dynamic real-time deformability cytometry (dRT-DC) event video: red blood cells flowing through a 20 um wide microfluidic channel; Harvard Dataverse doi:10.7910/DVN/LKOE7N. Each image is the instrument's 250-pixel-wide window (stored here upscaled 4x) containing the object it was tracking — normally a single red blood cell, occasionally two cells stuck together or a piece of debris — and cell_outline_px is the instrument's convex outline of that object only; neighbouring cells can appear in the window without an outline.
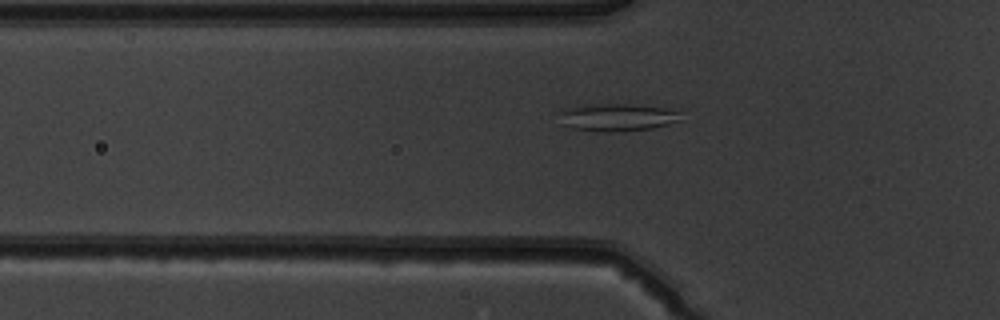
{"species": "common noctule bat (a hibernating species)", "species_latin": "Nyctalus noctula", "temperature_condition": "warm", "stored_images_in_passage": 29, "camera_frame_rate_fps": 3000, "um_per_image_px": 0.085, "animal": {"sex": "male", "body_mass_g": 19.5, "forearm_length_mm": 54.6}, "frame": {"image": 1, "passage_image": 2, "time_ms": 0.333, "image_size_px": [1000, 320], "cell_outline_px": [[684, 112], [680, 120], [668, 124], [652, 128], [616, 132], [592, 132], [572, 128], [564, 124], [560, 112], [560, 108], [600, 104], [624, 104], [664, 108]], "centroid_in_image_um": [52.48, 9.98], "position_along_channel_um": 73.3, "area_um2": 19.48}}
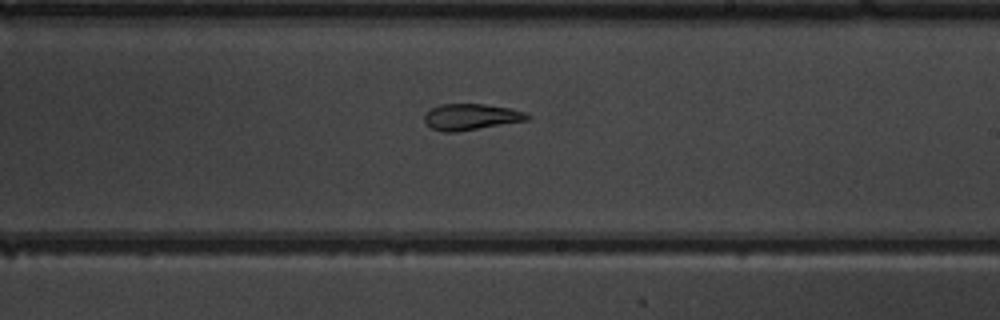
{"frame": {"image": 2, "passage_image": 15, "time_ms": 4.667, "image_size_px": [1000, 320], "cell_outline_px": [[532, 116], [528, 120], [456, 132], [440, 132], [424, 124], [424, 116], [432, 108], [440, 104], [484, 104], [512, 108], [524, 112]], "centroid_in_image_um": [40.03, 9.94], "position_along_channel_um": 249.0, "area_um2": 15.78}}
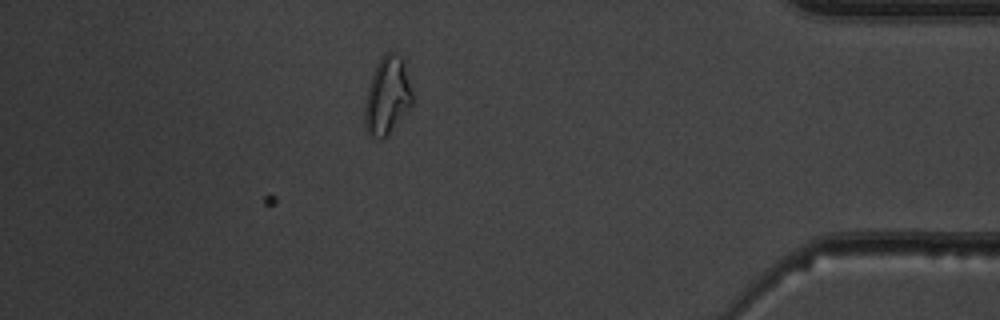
{"frame": {"image": 3, "passage_image": 29, "time_ms": 9.333, "image_size_px": [1000, 320], "cell_outline_px": [[412, 104], [384, 140], [380, 140], [372, 136], [364, 128], [364, 108], [368, 88], [376, 64], [380, 56], [384, 52], [392, 52], [400, 56], [404, 60], [412, 92]], "centroid_in_image_um": [32.9, 8.15], "position_along_channel_um": 402.3, "area_um2": 21.62}, "authors_computed_cell_mechanics": {"area_um2": 16.0106, "velocity_mm_per_s": 4.0568, "shape_relaxation_time_tau1_ms": null, "shape_relaxation_time_tau2_ms": 2.2149, "deformation_change_tau1": null, "deformation_change_tau2": 0.0739}}